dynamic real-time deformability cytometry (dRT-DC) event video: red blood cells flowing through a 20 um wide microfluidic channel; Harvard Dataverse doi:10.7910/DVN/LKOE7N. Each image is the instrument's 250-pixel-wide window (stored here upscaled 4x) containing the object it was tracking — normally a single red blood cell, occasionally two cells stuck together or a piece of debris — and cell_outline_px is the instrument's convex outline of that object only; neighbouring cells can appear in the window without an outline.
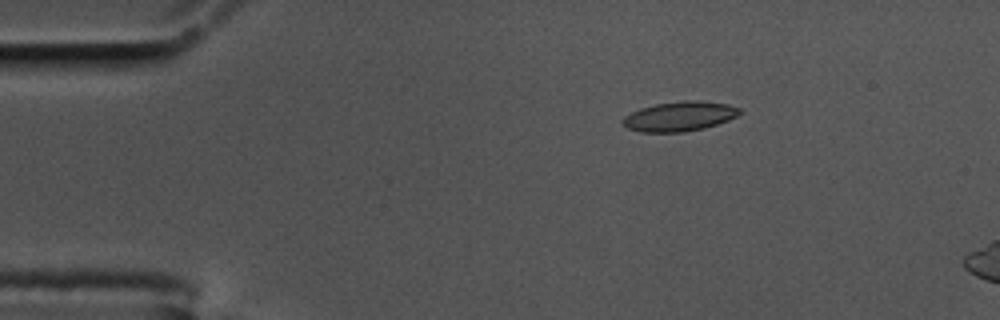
{"species": "common noctule bat (a hibernating species)", "species_latin": "Nyctalus noctula", "temperature_condition": "cold", "stored_images_in_passage": 16, "camera_frame_rate_fps": 3000, "um_per_image_px": 0.085, "animal": {"sex": "male", "body_mass_g": 17.5, "forearm_length_mm": 52.3}, "frame": {"image": 1, "passage_image": 10, "time_ms": 3.0, "image_size_px": [1000, 320], "cell_outline_px": [[740, 112], [736, 116], [728, 120], [704, 128], [684, 132], [640, 132], [628, 128], [620, 124], [620, 120], [624, 116], [640, 108], [656, 104], [684, 100], [696, 100], [728, 104], [740, 108]], "centroid_in_image_um": [57.71, 9.89], "position_along_channel_um": 27.3, "area_um2": 20.23}}